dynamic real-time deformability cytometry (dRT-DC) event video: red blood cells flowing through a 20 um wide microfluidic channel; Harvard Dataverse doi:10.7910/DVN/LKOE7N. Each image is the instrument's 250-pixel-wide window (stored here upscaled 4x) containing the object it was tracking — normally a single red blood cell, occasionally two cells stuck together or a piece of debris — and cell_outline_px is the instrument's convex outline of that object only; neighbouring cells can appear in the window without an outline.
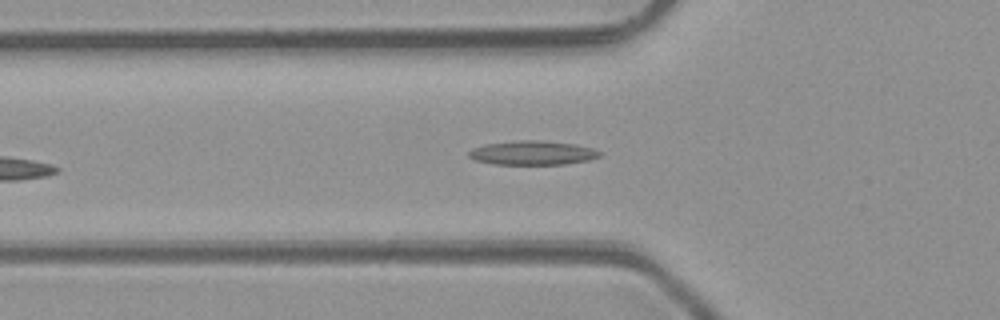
{"species": "common noctule bat (a hibernating species)", "species_latin": "Nyctalus noctula", "temperature_condition": "room temperature", "stored_images_in_passage": 6, "camera_frame_rate_fps": 3000, "um_per_image_px": 0.085, "animal": {"sex": "male", "body_mass_g": 23.1, "forearm_length_mm": 52.7}, "frame": {"image": 1, "passage_image": 6, "time_ms": 6.0, "image_size_px": [1000, 320], "cell_outline_px": [[600, 156], [588, 160], [564, 164], [492, 164], [472, 160], [468, 156], [468, 152], [472, 148], [484, 144], [516, 140], [536, 140], [576, 144], [592, 148], [600, 152]], "centroid_in_image_um": [45.2, 12.99], "position_along_channel_um": 80.6, "area_um2": 18.44}}